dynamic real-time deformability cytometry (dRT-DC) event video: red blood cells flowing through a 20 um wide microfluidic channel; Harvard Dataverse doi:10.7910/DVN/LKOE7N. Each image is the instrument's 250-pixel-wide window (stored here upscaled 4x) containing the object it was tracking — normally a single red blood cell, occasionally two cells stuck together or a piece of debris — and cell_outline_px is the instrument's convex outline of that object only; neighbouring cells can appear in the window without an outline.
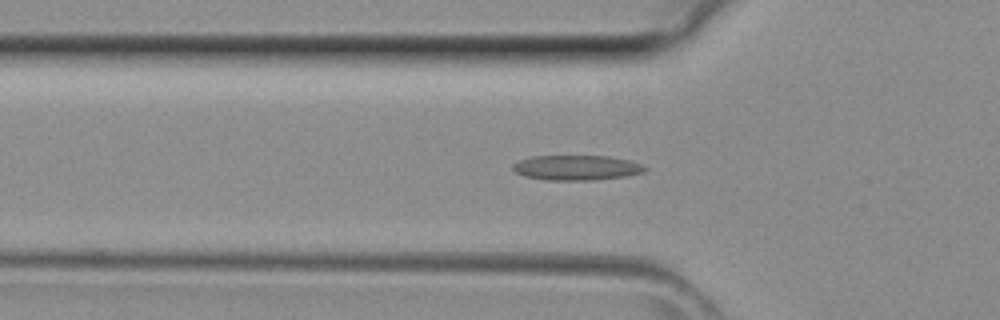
{"species": "common noctule bat (a hibernating species)", "species_latin": "Nyctalus noctula", "temperature_condition": "room temperature", "stored_images_in_passage": 31, "camera_frame_rate_fps": 3000, "um_per_image_px": 0.085, "animal": {"sex": "female", "body_mass_g": 29.2, "forearm_length_mm": 56.3}, "frame": {"image": 1, "passage_image": 2, "time_ms": 0.333, "image_size_px": [1000, 320], "cell_outline_px": [[648, 168], [644, 172], [624, 176], [592, 180], [544, 180], [524, 176], [516, 172], [512, 168], [512, 164], [520, 160], [532, 156], [608, 156], [628, 160], [644, 164]], "centroid_in_image_um": [49.01, 14.25], "position_along_channel_um": 76.8, "area_um2": 19.25}}
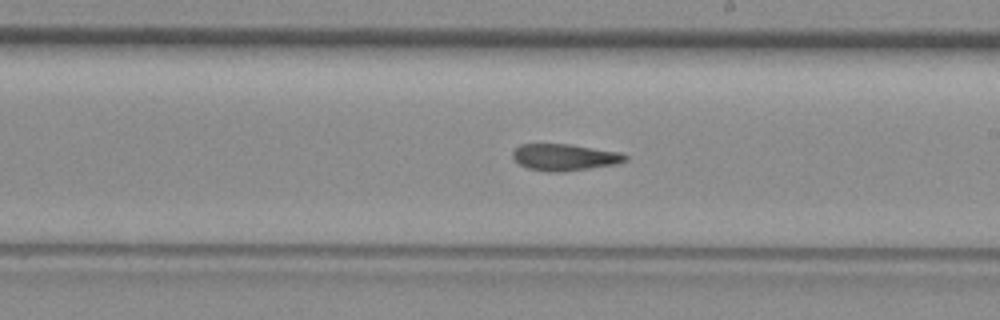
{"frame": {"image": 2, "passage_image": 12, "time_ms": 3.667, "image_size_px": [1000, 320], "cell_outline_px": [[628, 160], [616, 164], [564, 172], [548, 172], [528, 168], [520, 164], [512, 156], [512, 152], [520, 144], [568, 144], [620, 152], [628, 156]], "centroid_in_image_um": [48.0, 13.37], "position_along_channel_um": 241.0, "area_um2": 17.46}}
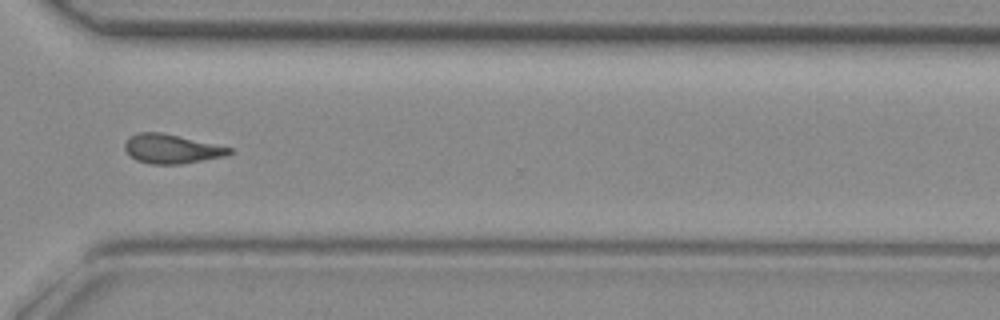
{"frame": {"image": 3, "passage_image": 19, "time_ms": 6.0, "image_size_px": [1000, 320], "cell_outline_px": [[236, 152], [228, 156], [180, 164], [152, 164], [136, 160], [124, 148], [124, 144], [128, 136], [140, 132], [160, 132], [232, 148]], "centroid_in_image_um": [14.61, 12.66], "position_along_channel_um": 356.0, "area_um2": 17.74}}